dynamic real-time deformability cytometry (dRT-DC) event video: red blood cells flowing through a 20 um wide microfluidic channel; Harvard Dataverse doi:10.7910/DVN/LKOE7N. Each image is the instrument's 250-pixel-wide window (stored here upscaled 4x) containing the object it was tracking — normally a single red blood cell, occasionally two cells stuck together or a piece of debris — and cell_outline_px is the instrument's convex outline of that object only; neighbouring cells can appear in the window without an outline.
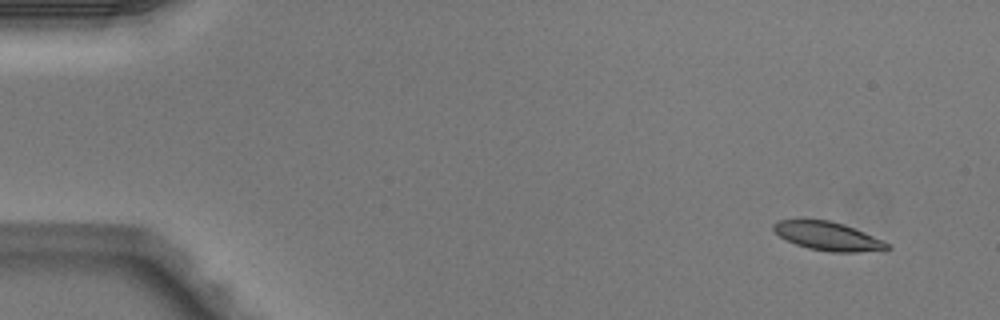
{"species": "Egyptian fruit bat (a non-hibernating species)", "species_latin": "Rousettus aegyptiacus", "temperature_condition": "warm", "stored_images_in_passage": 4, "camera_frame_rate_fps": 3000, "um_per_image_px": 0.085, "animal": {"sex": "male"}, "frame": {"image": 1, "passage_image": 1, "time_ms": 0.0, "image_size_px": [1000, 320], "cell_outline_px": [[892, 248], [888, 252], [832, 252], [808, 248], [796, 244], [780, 236], [772, 228], [772, 224], [776, 220], [828, 220], [844, 224], [884, 240]], "centroid_in_image_um": [70.47, 20.1], "position_along_channel_um": 14.5, "area_um2": 19.13}}
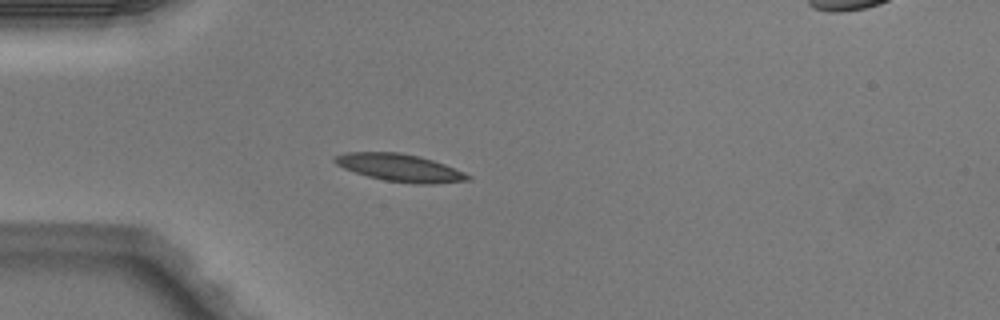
{"frame": {"image": 2, "passage_image": 4, "time_ms": 1.0, "image_size_px": [1000, 320], "cell_outline_px": [[472, 176], [468, 180], [436, 184], [412, 184], [384, 180], [368, 176], [344, 168], [336, 164], [332, 160], [336, 156], [348, 152], [400, 152], [432, 160], [444, 164], [464, 172]], "centroid_in_image_um": [34.0, 14.27], "position_along_channel_um": 51.0, "area_um2": 21.15}}